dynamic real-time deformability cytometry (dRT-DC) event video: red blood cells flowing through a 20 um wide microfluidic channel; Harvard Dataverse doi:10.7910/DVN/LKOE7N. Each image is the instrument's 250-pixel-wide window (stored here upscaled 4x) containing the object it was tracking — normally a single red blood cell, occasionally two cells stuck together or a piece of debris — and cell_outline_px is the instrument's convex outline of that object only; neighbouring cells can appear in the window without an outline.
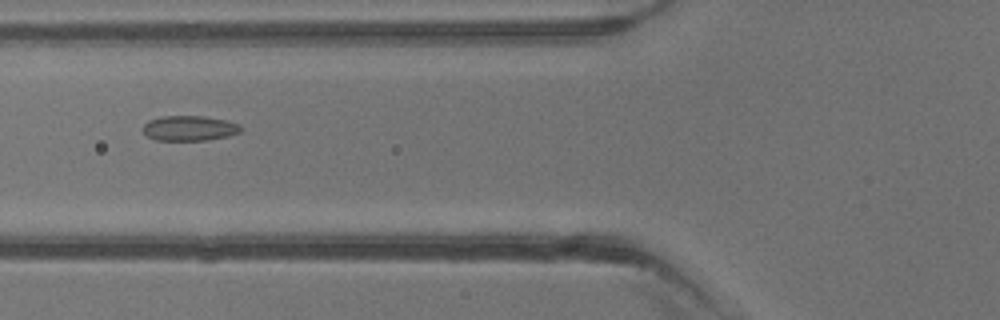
{"species": "common noctule bat (a hibernating species)", "species_latin": "Nyctalus noctula", "temperature_condition": "warm", "stored_images_in_passage": 5, "camera_frame_rate_fps": 3000, "um_per_image_px": 0.085, "animal": {"sex": "male", "body_mass_g": 13.3}, "frame": {"image": 1, "passage_image": 5, "time_ms": 4.667, "image_size_px": [1000, 320], "cell_outline_px": [[244, 128], [240, 132], [228, 136], [208, 140], [156, 140], [148, 136], [144, 132], [144, 124], [148, 120], [160, 116], [204, 116], [228, 120], [240, 124]], "centroid_in_image_um": [16.15, 10.89], "position_along_channel_um": 109.7, "area_um2": 14.45}}